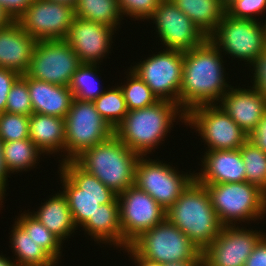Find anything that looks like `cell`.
<instances>
[{
    "mask_svg": "<svg viewBox=\"0 0 266 266\" xmlns=\"http://www.w3.org/2000/svg\"><path fill=\"white\" fill-rule=\"evenodd\" d=\"M223 57L209 39L184 51L179 106L185 113L200 105L217 104L231 88Z\"/></svg>",
    "mask_w": 266,
    "mask_h": 266,
    "instance_id": "cell-1",
    "label": "cell"
},
{
    "mask_svg": "<svg viewBox=\"0 0 266 266\" xmlns=\"http://www.w3.org/2000/svg\"><path fill=\"white\" fill-rule=\"evenodd\" d=\"M185 119L186 113L179 104L159 100L149 107L128 111L114 129V135L139 156H147L163 144L173 122L181 121L185 125Z\"/></svg>",
    "mask_w": 266,
    "mask_h": 266,
    "instance_id": "cell-2",
    "label": "cell"
},
{
    "mask_svg": "<svg viewBox=\"0 0 266 266\" xmlns=\"http://www.w3.org/2000/svg\"><path fill=\"white\" fill-rule=\"evenodd\" d=\"M166 219L186 234L202 252L223 227L212 207L205 185L195 178L166 211Z\"/></svg>",
    "mask_w": 266,
    "mask_h": 266,
    "instance_id": "cell-3",
    "label": "cell"
},
{
    "mask_svg": "<svg viewBox=\"0 0 266 266\" xmlns=\"http://www.w3.org/2000/svg\"><path fill=\"white\" fill-rule=\"evenodd\" d=\"M139 157L113 135L85 149L74 161L118 195L134 184Z\"/></svg>",
    "mask_w": 266,
    "mask_h": 266,
    "instance_id": "cell-4",
    "label": "cell"
},
{
    "mask_svg": "<svg viewBox=\"0 0 266 266\" xmlns=\"http://www.w3.org/2000/svg\"><path fill=\"white\" fill-rule=\"evenodd\" d=\"M58 175L75 226H81L101 204L111 203L117 194L96 176L82 169L74 160L60 162Z\"/></svg>",
    "mask_w": 266,
    "mask_h": 266,
    "instance_id": "cell-5",
    "label": "cell"
},
{
    "mask_svg": "<svg viewBox=\"0 0 266 266\" xmlns=\"http://www.w3.org/2000/svg\"><path fill=\"white\" fill-rule=\"evenodd\" d=\"M214 211L223 226L262 220L266 215V192L249 182L205 185ZM239 221V222H238Z\"/></svg>",
    "mask_w": 266,
    "mask_h": 266,
    "instance_id": "cell-6",
    "label": "cell"
},
{
    "mask_svg": "<svg viewBox=\"0 0 266 266\" xmlns=\"http://www.w3.org/2000/svg\"><path fill=\"white\" fill-rule=\"evenodd\" d=\"M129 246L138 255L161 264L202 261V251L167 219L140 234Z\"/></svg>",
    "mask_w": 266,
    "mask_h": 266,
    "instance_id": "cell-7",
    "label": "cell"
},
{
    "mask_svg": "<svg viewBox=\"0 0 266 266\" xmlns=\"http://www.w3.org/2000/svg\"><path fill=\"white\" fill-rule=\"evenodd\" d=\"M65 129V158L59 163L74 160L85 149L114 135V129L100 116L93 101L75 97L65 117Z\"/></svg>",
    "mask_w": 266,
    "mask_h": 266,
    "instance_id": "cell-8",
    "label": "cell"
},
{
    "mask_svg": "<svg viewBox=\"0 0 266 266\" xmlns=\"http://www.w3.org/2000/svg\"><path fill=\"white\" fill-rule=\"evenodd\" d=\"M208 39L221 54L247 62L245 65L250 69L253 60L266 48V23L235 19L225 14Z\"/></svg>",
    "mask_w": 266,
    "mask_h": 266,
    "instance_id": "cell-9",
    "label": "cell"
},
{
    "mask_svg": "<svg viewBox=\"0 0 266 266\" xmlns=\"http://www.w3.org/2000/svg\"><path fill=\"white\" fill-rule=\"evenodd\" d=\"M185 125L196 129L206 151L239 149L248 134L218 104L200 105L186 113Z\"/></svg>",
    "mask_w": 266,
    "mask_h": 266,
    "instance_id": "cell-10",
    "label": "cell"
},
{
    "mask_svg": "<svg viewBox=\"0 0 266 266\" xmlns=\"http://www.w3.org/2000/svg\"><path fill=\"white\" fill-rule=\"evenodd\" d=\"M191 172H180L172 164L163 163L158 158L155 160L149 156H140L136 164L134 185L152 196L167 211L195 178L194 172Z\"/></svg>",
    "mask_w": 266,
    "mask_h": 266,
    "instance_id": "cell-11",
    "label": "cell"
},
{
    "mask_svg": "<svg viewBox=\"0 0 266 266\" xmlns=\"http://www.w3.org/2000/svg\"><path fill=\"white\" fill-rule=\"evenodd\" d=\"M184 51L161 49L130 69L151 89L158 100L179 104ZM151 56V57H150Z\"/></svg>",
    "mask_w": 266,
    "mask_h": 266,
    "instance_id": "cell-12",
    "label": "cell"
},
{
    "mask_svg": "<svg viewBox=\"0 0 266 266\" xmlns=\"http://www.w3.org/2000/svg\"><path fill=\"white\" fill-rule=\"evenodd\" d=\"M81 62L65 40L37 41L34 47L28 77L69 87L73 74Z\"/></svg>",
    "mask_w": 266,
    "mask_h": 266,
    "instance_id": "cell-13",
    "label": "cell"
},
{
    "mask_svg": "<svg viewBox=\"0 0 266 266\" xmlns=\"http://www.w3.org/2000/svg\"><path fill=\"white\" fill-rule=\"evenodd\" d=\"M123 249L140 234L166 219V210L145 191L134 184L117 195Z\"/></svg>",
    "mask_w": 266,
    "mask_h": 266,
    "instance_id": "cell-14",
    "label": "cell"
},
{
    "mask_svg": "<svg viewBox=\"0 0 266 266\" xmlns=\"http://www.w3.org/2000/svg\"><path fill=\"white\" fill-rule=\"evenodd\" d=\"M149 19L155 24L163 49L187 51L199 47L208 39L170 0H161Z\"/></svg>",
    "mask_w": 266,
    "mask_h": 266,
    "instance_id": "cell-15",
    "label": "cell"
},
{
    "mask_svg": "<svg viewBox=\"0 0 266 266\" xmlns=\"http://www.w3.org/2000/svg\"><path fill=\"white\" fill-rule=\"evenodd\" d=\"M74 17V8L71 6L33 0L17 22L37 41L65 40Z\"/></svg>",
    "mask_w": 266,
    "mask_h": 266,
    "instance_id": "cell-16",
    "label": "cell"
},
{
    "mask_svg": "<svg viewBox=\"0 0 266 266\" xmlns=\"http://www.w3.org/2000/svg\"><path fill=\"white\" fill-rule=\"evenodd\" d=\"M266 233L241 226H223L202 252V266H244L255 245Z\"/></svg>",
    "mask_w": 266,
    "mask_h": 266,
    "instance_id": "cell-17",
    "label": "cell"
},
{
    "mask_svg": "<svg viewBox=\"0 0 266 266\" xmlns=\"http://www.w3.org/2000/svg\"><path fill=\"white\" fill-rule=\"evenodd\" d=\"M116 29L74 17L65 41L78 56L81 64H100L110 53Z\"/></svg>",
    "mask_w": 266,
    "mask_h": 266,
    "instance_id": "cell-18",
    "label": "cell"
},
{
    "mask_svg": "<svg viewBox=\"0 0 266 266\" xmlns=\"http://www.w3.org/2000/svg\"><path fill=\"white\" fill-rule=\"evenodd\" d=\"M234 87L217 104L249 135L266 112V99L251 85Z\"/></svg>",
    "mask_w": 266,
    "mask_h": 266,
    "instance_id": "cell-19",
    "label": "cell"
},
{
    "mask_svg": "<svg viewBox=\"0 0 266 266\" xmlns=\"http://www.w3.org/2000/svg\"><path fill=\"white\" fill-rule=\"evenodd\" d=\"M201 170L194 173L202 185L246 181L244 162L239 149L204 151Z\"/></svg>",
    "mask_w": 266,
    "mask_h": 266,
    "instance_id": "cell-20",
    "label": "cell"
},
{
    "mask_svg": "<svg viewBox=\"0 0 266 266\" xmlns=\"http://www.w3.org/2000/svg\"><path fill=\"white\" fill-rule=\"evenodd\" d=\"M36 42L17 21L0 28V68L26 74Z\"/></svg>",
    "mask_w": 266,
    "mask_h": 266,
    "instance_id": "cell-21",
    "label": "cell"
},
{
    "mask_svg": "<svg viewBox=\"0 0 266 266\" xmlns=\"http://www.w3.org/2000/svg\"><path fill=\"white\" fill-rule=\"evenodd\" d=\"M27 84L33 113L65 119L74 99L69 87L48 83L28 76Z\"/></svg>",
    "mask_w": 266,
    "mask_h": 266,
    "instance_id": "cell-22",
    "label": "cell"
},
{
    "mask_svg": "<svg viewBox=\"0 0 266 266\" xmlns=\"http://www.w3.org/2000/svg\"><path fill=\"white\" fill-rule=\"evenodd\" d=\"M96 243L123 250V234L120 226L119 201L101 204L97 211L81 226Z\"/></svg>",
    "mask_w": 266,
    "mask_h": 266,
    "instance_id": "cell-23",
    "label": "cell"
},
{
    "mask_svg": "<svg viewBox=\"0 0 266 266\" xmlns=\"http://www.w3.org/2000/svg\"><path fill=\"white\" fill-rule=\"evenodd\" d=\"M65 130L64 118L39 113L29 116V139L44 155L64 156Z\"/></svg>",
    "mask_w": 266,
    "mask_h": 266,
    "instance_id": "cell-24",
    "label": "cell"
},
{
    "mask_svg": "<svg viewBox=\"0 0 266 266\" xmlns=\"http://www.w3.org/2000/svg\"><path fill=\"white\" fill-rule=\"evenodd\" d=\"M41 204L36 211L29 213L64 243L63 241L78 230L73 222L66 197L59 190Z\"/></svg>",
    "mask_w": 266,
    "mask_h": 266,
    "instance_id": "cell-25",
    "label": "cell"
},
{
    "mask_svg": "<svg viewBox=\"0 0 266 266\" xmlns=\"http://www.w3.org/2000/svg\"><path fill=\"white\" fill-rule=\"evenodd\" d=\"M209 38L226 14L223 0H170Z\"/></svg>",
    "mask_w": 266,
    "mask_h": 266,
    "instance_id": "cell-26",
    "label": "cell"
},
{
    "mask_svg": "<svg viewBox=\"0 0 266 266\" xmlns=\"http://www.w3.org/2000/svg\"><path fill=\"white\" fill-rule=\"evenodd\" d=\"M10 241L17 266H56L58 263L16 222L12 225Z\"/></svg>",
    "mask_w": 266,
    "mask_h": 266,
    "instance_id": "cell-27",
    "label": "cell"
},
{
    "mask_svg": "<svg viewBox=\"0 0 266 266\" xmlns=\"http://www.w3.org/2000/svg\"><path fill=\"white\" fill-rule=\"evenodd\" d=\"M2 154L6 169L12 174L35 168L44 155L29 138L3 142Z\"/></svg>",
    "mask_w": 266,
    "mask_h": 266,
    "instance_id": "cell-28",
    "label": "cell"
},
{
    "mask_svg": "<svg viewBox=\"0 0 266 266\" xmlns=\"http://www.w3.org/2000/svg\"><path fill=\"white\" fill-rule=\"evenodd\" d=\"M74 13L75 17L101 23L116 30L124 19L118 0H78Z\"/></svg>",
    "mask_w": 266,
    "mask_h": 266,
    "instance_id": "cell-29",
    "label": "cell"
},
{
    "mask_svg": "<svg viewBox=\"0 0 266 266\" xmlns=\"http://www.w3.org/2000/svg\"><path fill=\"white\" fill-rule=\"evenodd\" d=\"M15 221L41 246L57 263L62 257L63 243L28 211Z\"/></svg>",
    "mask_w": 266,
    "mask_h": 266,
    "instance_id": "cell-30",
    "label": "cell"
},
{
    "mask_svg": "<svg viewBox=\"0 0 266 266\" xmlns=\"http://www.w3.org/2000/svg\"><path fill=\"white\" fill-rule=\"evenodd\" d=\"M99 64H81L73 74L69 85L73 96L84 101H94L106 88L99 83ZM99 69V70H98ZM101 88V89H100Z\"/></svg>",
    "mask_w": 266,
    "mask_h": 266,
    "instance_id": "cell-31",
    "label": "cell"
},
{
    "mask_svg": "<svg viewBox=\"0 0 266 266\" xmlns=\"http://www.w3.org/2000/svg\"><path fill=\"white\" fill-rule=\"evenodd\" d=\"M100 116L115 129L128 113L126 102L119 85L105 91L93 101Z\"/></svg>",
    "mask_w": 266,
    "mask_h": 266,
    "instance_id": "cell-32",
    "label": "cell"
},
{
    "mask_svg": "<svg viewBox=\"0 0 266 266\" xmlns=\"http://www.w3.org/2000/svg\"><path fill=\"white\" fill-rule=\"evenodd\" d=\"M128 70L126 83L120 84L128 111L146 108L158 102L150 87L130 68Z\"/></svg>",
    "mask_w": 266,
    "mask_h": 266,
    "instance_id": "cell-33",
    "label": "cell"
},
{
    "mask_svg": "<svg viewBox=\"0 0 266 266\" xmlns=\"http://www.w3.org/2000/svg\"><path fill=\"white\" fill-rule=\"evenodd\" d=\"M239 150L244 162L246 182L266 192V154L248 140Z\"/></svg>",
    "mask_w": 266,
    "mask_h": 266,
    "instance_id": "cell-34",
    "label": "cell"
},
{
    "mask_svg": "<svg viewBox=\"0 0 266 266\" xmlns=\"http://www.w3.org/2000/svg\"><path fill=\"white\" fill-rule=\"evenodd\" d=\"M5 112L25 116H30L33 113L26 74L20 75L12 84L6 101Z\"/></svg>",
    "mask_w": 266,
    "mask_h": 266,
    "instance_id": "cell-35",
    "label": "cell"
},
{
    "mask_svg": "<svg viewBox=\"0 0 266 266\" xmlns=\"http://www.w3.org/2000/svg\"><path fill=\"white\" fill-rule=\"evenodd\" d=\"M29 138V116L3 112L0 114V139L3 142Z\"/></svg>",
    "mask_w": 266,
    "mask_h": 266,
    "instance_id": "cell-36",
    "label": "cell"
},
{
    "mask_svg": "<svg viewBox=\"0 0 266 266\" xmlns=\"http://www.w3.org/2000/svg\"><path fill=\"white\" fill-rule=\"evenodd\" d=\"M265 11L266 0H235L226 8V14L232 18L253 21H260L258 16H265Z\"/></svg>",
    "mask_w": 266,
    "mask_h": 266,
    "instance_id": "cell-37",
    "label": "cell"
},
{
    "mask_svg": "<svg viewBox=\"0 0 266 266\" xmlns=\"http://www.w3.org/2000/svg\"><path fill=\"white\" fill-rule=\"evenodd\" d=\"M161 0H118L122 16L133 20H149Z\"/></svg>",
    "mask_w": 266,
    "mask_h": 266,
    "instance_id": "cell-38",
    "label": "cell"
},
{
    "mask_svg": "<svg viewBox=\"0 0 266 266\" xmlns=\"http://www.w3.org/2000/svg\"><path fill=\"white\" fill-rule=\"evenodd\" d=\"M250 65L253 67L250 69L253 76L250 81L251 87L255 88L266 99V48Z\"/></svg>",
    "mask_w": 266,
    "mask_h": 266,
    "instance_id": "cell-39",
    "label": "cell"
},
{
    "mask_svg": "<svg viewBox=\"0 0 266 266\" xmlns=\"http://www.w3.org/2000/svg\"><path fill=\"white\" fill-rule=\"evenodd\" d=\"M20 75L6 68H0V114L5 112L6 101L12 84Z\"/></svg>",
    "mask_w": 266,
    "mask_h": 266,
    "instance_id": "cell-40",
    "label": "cell"
},
{
    "mask_svg": "<svg viewBox=\"0 0 266 266\" xmlns=\"http://www.w3.org/2000/svg\"><path fill=\"white\" fill-rule=\"evenodd\" d=\"M248 141L266 154V112L255 129L248 135Z\"/></svg>",
    "mask_w": 266,
    "mask_h": 266,
    "instance_id": "cell-41",
    "label": "cell"
},
{
    "mask_svg": "<svg viewBox=\"0 0 266 266\" xmlns=\"http://www.w3.org/2000/svg\"><path fill=\"white\" fill-rule=\"evenodd\" d=\"M244 266H266V234L255 245Z\"/></svg>",
    "mask_w": 266,
    "mask_h": 266,
    "instance_id": "cell-42",
    "label": "cell"
},
{
    "mask_svg": "<svg viewBox=\"0 0 266 266\" xmlns=\"http://www.w3.org/2000/svg\"><path fill=\"white\" fill-rule=\"evenodd\" d=\"M32 2L33 0H0V5L17 21Z\"/></svg>",
    "mask_w": 266,
    "mask_h": 266,
    "instance_id": "cell-43",
    "label": "cell"
},
{
    "mask_svg": "<svg viewBox=\"0 0 266 266\" xmlns=\"http://www.w3.org/2000/svg\"><path fill=\"white\" fill-rule=\"evenodd\" d=\"M2 145L3 141L0 139V207L3 208V200L4 196L6 195V188L8 186V178L11 175L9 171L6 169L5 163H4V158L2 154ZM1 210V209H0Z\"/></svg>",
    "mask_w": 266,
    "mask_h": 266,
    "instance_id": "cell-44",
    "label": "cell"
},
{
    "mask_svg": "<svg viewBox=\"0 0 266 266\" xmlns=\"http://www.w3.org/2000/svg\"><path fill=\"white\" fill-rule=\"evenodd\" d=\"M123 250L128 253L130 259H133L132 263L134 262L135 266H164V264L138 255L130 246H127Z\"/></svg>",
    "mask_w": 266,
    "mask_h": 266,
    "instance_id": "cell-45",
    "label": "cell"
},
{
    "mask_svg": "<svg viewBox=\"0 0 266 266\" xmlns=\"http://www.w3.org/2000/svg\"><path fill=\"white\" fill-rule=\"evenodd\" d=\"M14 20L7 13L3 6L0 5V28L9 26Z\"/></svg>",
    "mask_w": 266,
    "mask_h": 266,
    "instance_id": "cell-46",
    "label": "cell"
},
{
    "mask_svg": "<svg viewBox=\"0 0 266 266\" xmlns=\"http://www.w3.org/2000/svg\"><path fill=\"white\" fill-rule=\"evenodd\" d=\"M164 266H202V261H177L165 263Z\"/></svg>",
    "mask_w": 266,
    "mask_h": 266,
    "instance_id": "cell-47",
    "label": "cell"
},
{
    "mask_svg": "<svg viewBox=\"0 0 266 266\" xmlns=\"http://www.w3.org/2000/svg\"><path fill=\"white\" fill-rule=\"evenodd\" d=\"M2 254L3 253L0 254V266H17V263L14 262V260H11L9 257H6V254L5 256Z\"/></svg>",
    "mask_w": 266,
    "mask_h": 266,
    "instance_id": "cell-48",
    "label": "cell"
},
{
    "mask_svg": "<svg viewBox=\"0 0 266 266\" xmlns=\"http://www.w3.org/2000/svg\"><path fill=\"white\" fill-rule=\"evenodd\" d=\"M47 1H51L54 3H61V4L71 6L72 8H75L78 0H47Z\"/></svg>",
    "mask_w": 266,
    "mask_h": 266,
    "instance_id": "cell-49",
    "label": "cell"
},
{
    "mask_svg": "<svg viewBox=\"0 0 266 266\" xmlns=\"http://www.w3.org/2000/svg\"><path fill=\"white\" fill-rule=\"evenodd\" d=\"M235 0H223L224 7L227 8Z\"/></svg>",
    "mask_w": 266,
    "mask_h": 266,
    "instance_id": "cell-50",
    "label": "cell"
}]
</instances>
